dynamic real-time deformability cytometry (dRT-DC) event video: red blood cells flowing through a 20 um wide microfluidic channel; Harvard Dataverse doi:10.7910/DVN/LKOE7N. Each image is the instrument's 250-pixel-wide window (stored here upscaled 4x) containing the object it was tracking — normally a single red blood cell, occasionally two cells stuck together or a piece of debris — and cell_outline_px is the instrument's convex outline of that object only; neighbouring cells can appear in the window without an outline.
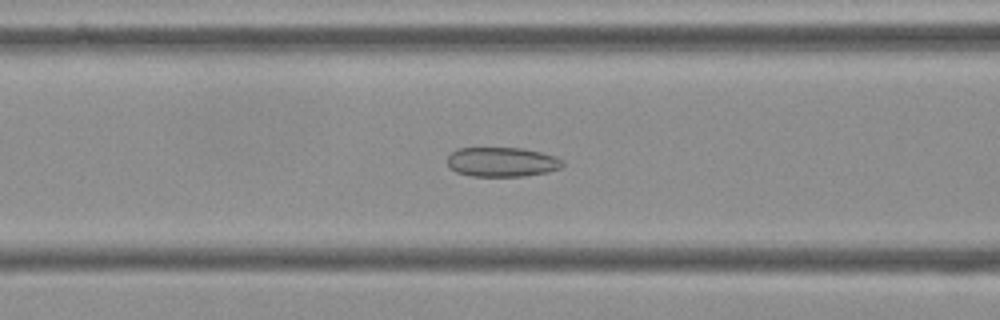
{"species": "Egyptian fruit bat (a non-hibernating species)", "species_latin": "Rousettus aegyptiacus", "temperature_condition": "cold", "stored_images_in_passage": 55, "camera_frame_rate_fps": 3000, "um_per_image_px": 0.085, "frame": {"image": 1, "passage_image": 22, "time_ms": 7.0, "image_size_px": [1000, 320], "cell_outline_px": [[564, 164], [560, 168], [548, 172], [524, 176], [472, 176], [456, 172], [448, 168], [448, 156], [456, 148], [520, 148], [540, 152], [556, 156], [564, 160]], "centroid_in_image_um": [42.67, 13.77], "position_along_channel_um": 123.9, "area_um2": 19.94}}
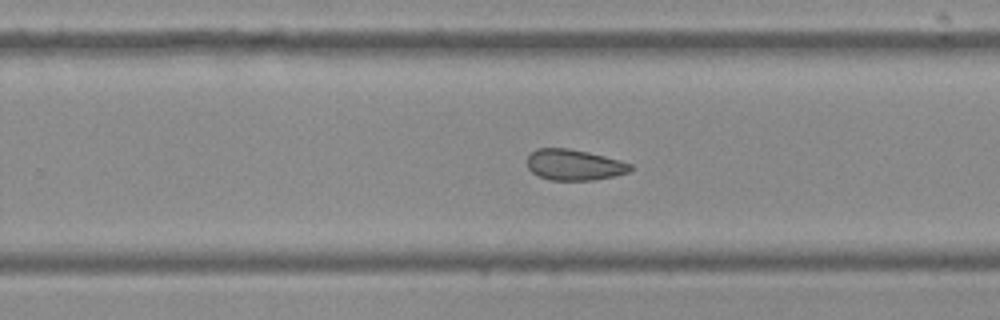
{"frame": {"image": 2, "passage_image": 35, "time_ms": 11.333, "image_size_px": [1000, 320], "cell_outline_px": [[632, 168], [628, 172], [616, 176], [592, 180], [552, 180], [540, 176], [532, 172], [528, 168], [528, 152], [536, 148], [568, 148], [588, 152], [620, 160], [632, 164]], "centroid_in_image_um": [48.8, 14.0], "position_along_channel_um": 281.0, "area_um2": 18.61}}
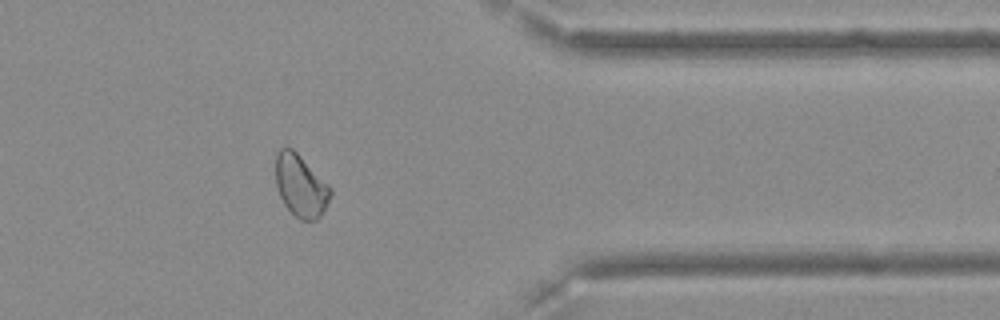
{"frame": {"image": 3, "passage_image": 45, "time_ms": 14.667, "image_size_px": [1000, 320], "cell_outline_px": [[332, 192], [320, 216], [316, 220], [300, 220], [284, 204], [280, 196], [276, 184], [276, 152], [280, 148], [292, 148], [332, 188]], "centroid_in_image_um": [25.54, 15.78], "position_along_channel_um": 385.9, "area_um2": 19.48}, "authors_computed_cell_mechanics": {"area_um2": 20.8658, "velocity_mm_per_s": 3.6238, "shape_relaxation_time_tau1_ms": null, "shape_relaxation_time_tau2_ms": 4.4507, "deformation_change_tau1": null, "deformation_change_tau2": 0.0948}}